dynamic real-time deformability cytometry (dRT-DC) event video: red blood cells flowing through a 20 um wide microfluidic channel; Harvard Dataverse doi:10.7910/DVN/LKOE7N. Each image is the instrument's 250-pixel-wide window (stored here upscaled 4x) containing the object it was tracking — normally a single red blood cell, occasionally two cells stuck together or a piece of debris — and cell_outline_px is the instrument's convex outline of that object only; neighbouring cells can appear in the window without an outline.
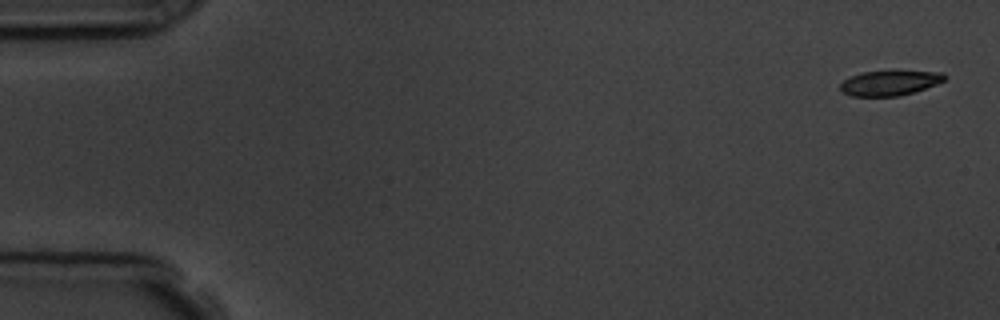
{"species": "common noctule bat (a hibernating species)", "species_latin": "Nyctalus noctula", "temperature_condition": "room temperature", "stored_images_in_passage": 8, "camera_frame_rate_fps": 3000, "um_per_image_px": 0.085, "animal": {"sex": "male", "body_mass_g": 19.5, "forearm_length_mm": 54.6}, "frame": {"image": 1, "passage_image": 1, "time_ms": 0.0, "image_size_px": [1000, 320], "cell_outline_px": [[948, 76], [944, 80], [936, 84], [900, 96], [852, 96], [840, 92], [840, 84], [844, 80], [860, 72], [892, 68], [896, 68], [944, 72]], "centroid_in_image_um": [75.66, 6.98], "position_along_channel_um": 9.3, "area_um2": 16.13}}
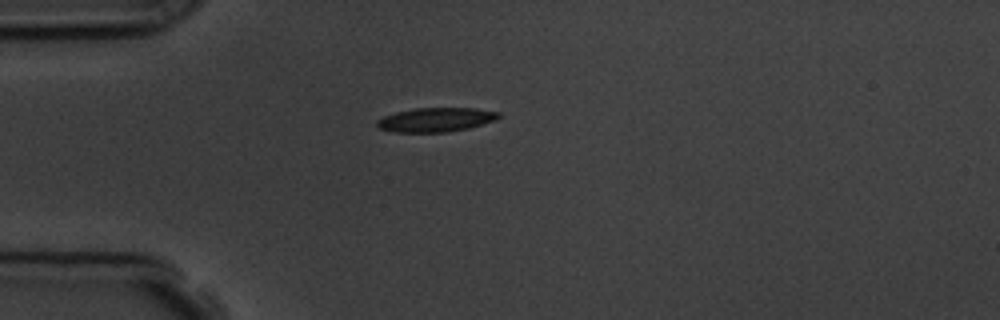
{"frame": {"image": 2, "passage_image": 4, "time_ms": 4.333, "image_size_px": [1000, 320], "cell_outline_px": [[500, 116], [496, 120], [468, 128], [448, 132], [396, 132], [380, 128], [376, 124], [376, 120], [384, 116], [396, 112], [416, 108], [476, 108], [500, 112]], "centroid_in_image_um": [37.07, 10.17], "position_along_channel_um": 47.9, "area_um2": 17.05}}